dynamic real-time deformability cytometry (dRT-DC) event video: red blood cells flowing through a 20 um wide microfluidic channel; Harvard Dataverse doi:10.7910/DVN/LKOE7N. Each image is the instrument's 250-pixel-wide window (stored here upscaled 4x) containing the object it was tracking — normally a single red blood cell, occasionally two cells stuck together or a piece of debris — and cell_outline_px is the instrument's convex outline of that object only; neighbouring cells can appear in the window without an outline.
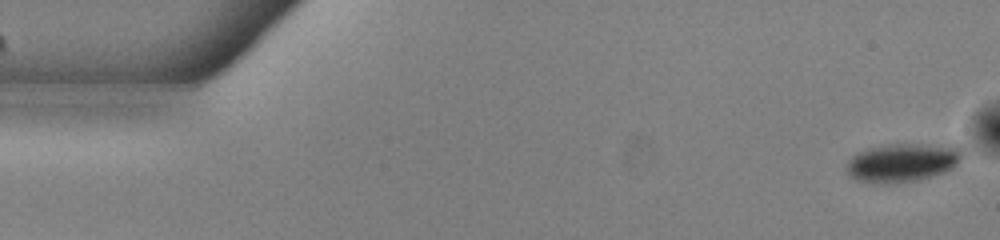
{"species": "common noctule bat (a hibernating species)", "species_latin": "Nyctalus noctula", "temperature_condition": "warm", "stored_images_in_passage": 43, "camera_frame_rate_fps": 3000, "um_per_image_px": 0.085, "animal": {"sex": "male", "body_mass_g": 13.0, "forearm_length_mm": 53.1}, "frame": {"image": 1, "passage_image": 1, "time_ms": 0.0, "image_size_px": [1000, 240], "cell_outline_px": [[960, 156], [956, 164], [952, 168], [944, 172], [920, 180], [896, 184], [872, 184], [856, 180], [848, 176], [848, 160], [856, 152], [868, 148], [888, 144], [940, 144], [956, 148], [960, 152]], "centroid_in_image_um": [76.62, 13.85], "position_along_channel_um": 8.4, "area_um2": 26.13}}
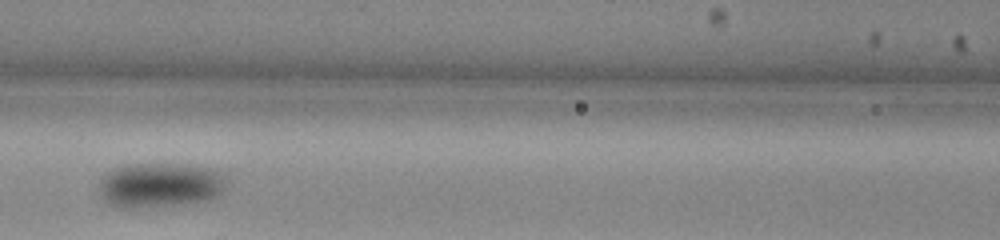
{"frame": {"image": 2, "passage_image": 23, "time_ms": 7.333, "image_size_px": [1000, 240], "cell_outline_px": [[220, 192], [216, 196], [204, 200], [172, 204], [116, 204], [108, 200], [104, 196], [104, 180], [112, 172], [120, 168], [188, 168], [212, 172], [220, 176]], "centroid_in_image_um": [13.64, 15.8], "position_along_channel_um": 153.0, "area_um2": 27.34}}
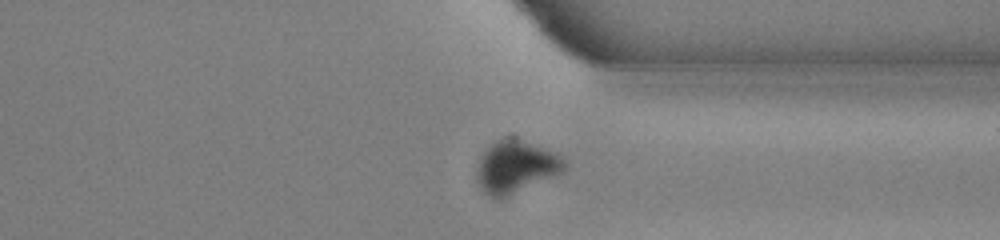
{"frame": {"image": 3, "passage_image": 40, "time_ms": 13.0, "image_size_px": [1000, 240], "cell_outline_px": [[568, 164], [564, 172], [500, 200], [492, 200], [480, 188], [476, 180], [476, 168], [480, 156], [492, 144], [508, 136], [516, 136], [556, 152]], "centroid_in_image_um": [43.84, 14.19], "position_along_channel_um": 367.6, "area_um2": 27.51}, "authors_computed_cell_mechanics": {"area_um2": 27.3394, "velocity_mm_per_s": 3.8208, "shape_relaxation_time_tau1_ms": 2.0374, "shape_relaxation_time_tau2_ms": null, "deformation_change_tau1": 0.0711, "deformation_change_tau2": null}}